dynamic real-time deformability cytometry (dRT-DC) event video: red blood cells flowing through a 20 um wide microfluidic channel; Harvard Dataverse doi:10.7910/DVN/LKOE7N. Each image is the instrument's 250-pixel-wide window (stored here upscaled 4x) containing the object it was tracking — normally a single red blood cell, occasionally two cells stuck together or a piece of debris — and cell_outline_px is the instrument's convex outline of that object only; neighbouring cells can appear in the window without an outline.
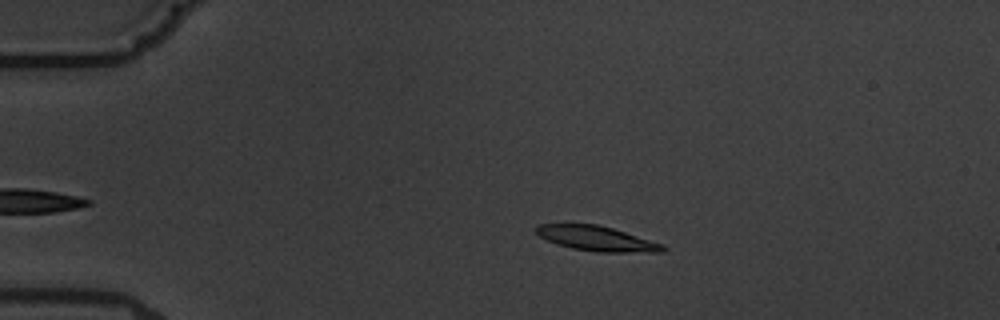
{"species": "common noctule bat (a hibernating species)", "species_latin": "Nyctalus noctula", "temperature_condition": "warm", "stored_images_in_passage": 7, "camera_frame_rate_fps": 3000, "um_per_image_px": 0.085, "animal": {"sex": "male", "body_mass_g": 19.5, "forearm_length_mm": 54.6}, "frame": {"image": 1, "passage_image": 2, "time_ms": 1.333, "image_size_px": [1000, 320], "cell_outline_px": [[668, 248], [664, 252], [596, 252], [572, 248], [556, 244], [540, 236], [536, 232], [536, 224], [596, 224], [612, 228], [664, 244]], "centroid_in_image_um": [50.75, 20.28], "position_along_channel_um": 34.2, "area_um2": 18.32}}
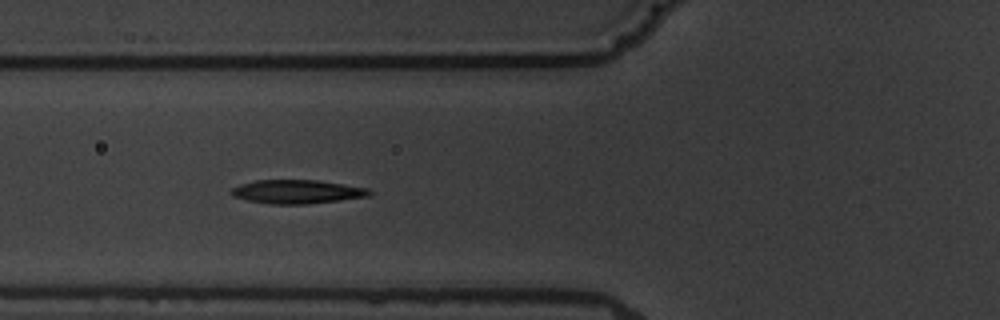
{"frame": {"image": 2, "passage_image": 5, "time_ms": 4.667, "image_size_px": [1000, 320], "cell_outline_px": [[372, 192], [368, 196], [340, 200], [308, 204], [272, 204], [248, 200], [232, 196], [228, 192], [232, 188], [240, 184], [256, 180], [316, 180], [368, 188]], "centroid_in_image_um": [25.21, 16.29], "position_along_channel_um": 100.6, "area_um2": 19.02}}
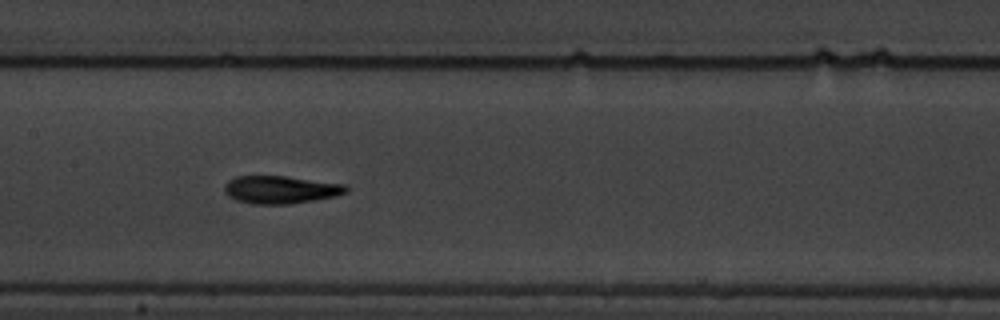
{"frame": {"image": 3, "passage_image": 7, "time_ms": 7.0, "image_size_px": [1000, 320], "cell_outline_px": [[348, 192], [336, 196], [288, 204], [252, 204], [236, 200], [228, 196], [224, 192], [224, 184], [228, 180], [236, 176], [284, 176], [344, 184], [348, 188]], "centroid_in_image_um": [23.81, 16.12], "position_along_channel_um": 183.6, "area_um2": 19.65}}